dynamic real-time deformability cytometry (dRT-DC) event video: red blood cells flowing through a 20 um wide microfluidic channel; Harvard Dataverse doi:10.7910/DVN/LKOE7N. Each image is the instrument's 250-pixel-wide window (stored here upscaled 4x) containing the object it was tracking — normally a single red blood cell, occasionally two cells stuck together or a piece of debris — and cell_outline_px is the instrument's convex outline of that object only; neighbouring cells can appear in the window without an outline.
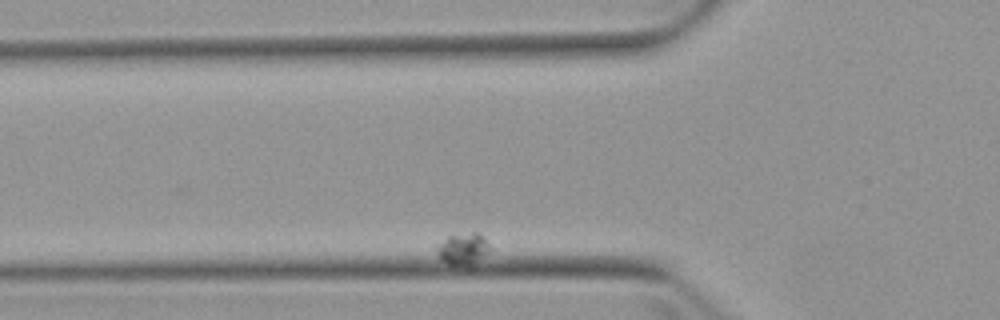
{"species": "Egyptian fruit bat (a non-hibernating species)", "species_latin": "Rousettus aegyptiacus", "temperature_condition": "warm", "stored_images_in_passage": 13, "segment_of_instrument_passage": [2, 2], "camera_frame_rate_fps": 3000, "um_per_image_px": 0.085, "animal": {"sex": "female"}, "frame": {"image": 1, "passage_image": 7, "time_ms": 7.0, "image_size_px": [1000, 320], "cell_outline_px": [[492, 248], [468, 272], [448, 264], [440, 260], [436, 252], [436, 248], [448, 236], [472, 232], [480, 232]], "centroid_in_image_um": [39.39, 21.26], "position_along_channel_um": 86.4, "area_um2": 10.58}}